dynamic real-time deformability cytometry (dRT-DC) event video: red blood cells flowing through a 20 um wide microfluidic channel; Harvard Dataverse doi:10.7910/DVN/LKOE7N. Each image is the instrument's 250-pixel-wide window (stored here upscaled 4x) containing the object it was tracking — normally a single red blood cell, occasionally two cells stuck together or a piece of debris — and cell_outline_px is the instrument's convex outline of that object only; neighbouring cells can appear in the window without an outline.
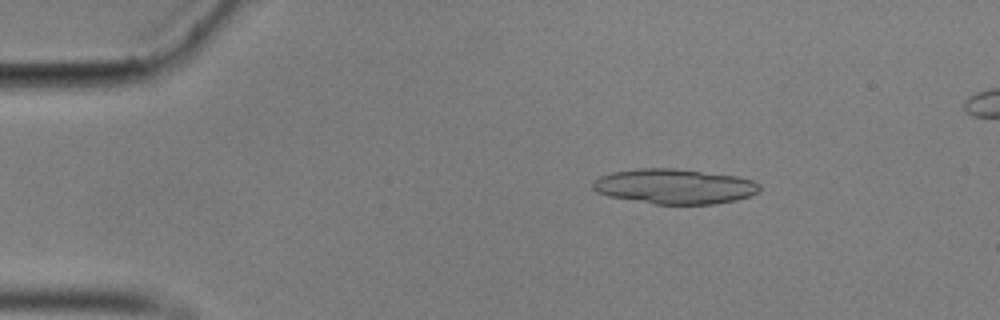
{"species": "common noctule bat (a hibernating species)", "species_latin": "Nyctalus noctula", "temperature_condition": "cold", "stored_images_in_passage": 19, "camera_frame_rate_fps": 3000, "um_per_image_px": 0.085, "animal": {"sex": "male", "body_mass_g": 17.9}, "frame": {"image": 1, "passage_image": 9, "time_ms": 2.667, "image_size_px": [1000, 320], "cell_outline_px": [[760, 192], [736, 200], [716, 204], [656, 204], [608, 196], [596, 192], [592, 188], [592, 180], [600, 176], [612, 172], [636, 168], [676, 168], [736, 176], [752, 180], [760, 184]], "centroid_in_image_um": [57.31, 15.84], "position_along_channel_um": 27.7, "area_um2": 34.22}}